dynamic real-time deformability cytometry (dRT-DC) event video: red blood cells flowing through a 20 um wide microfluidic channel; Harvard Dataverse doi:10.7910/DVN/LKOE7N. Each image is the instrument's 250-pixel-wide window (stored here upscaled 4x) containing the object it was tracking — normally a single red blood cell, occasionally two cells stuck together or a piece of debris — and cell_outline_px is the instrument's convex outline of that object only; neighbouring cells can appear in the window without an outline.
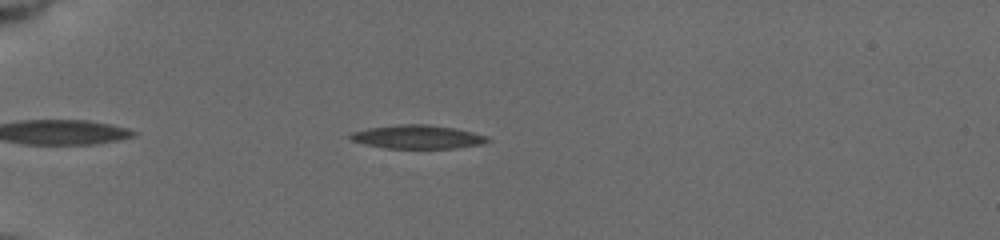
{"species": "common noctule bat (a hibernating species)", "species_latin": "Nyctalus noctula", "temperature_condition": "cold", "stored_images_in_passage": 43, "camera_frame_rate_fps": 3000, "um_per_image_px": 0.085, "animal": {"sex": "female", "body_mass_g": 19.5, "forearm_length_mm": 54.1}, "frame": {"image": 1, "passage_image": 8, "time_ms": 2.333, "image_size_px": [1000, 240], "cell_outline_px": [[492, 140], [480, 144], [452, 148], [384, 148], [364, 144], [352, 140], [348, 136], [352, 132], [368, 128], [400, 124], [424, 124], [452, 128], [472, 132], [488, 136]], "centroid_in_image_um": [35.47, 11.64], "position_along_channel_um": 49.5, "area_um2": 18.67}}
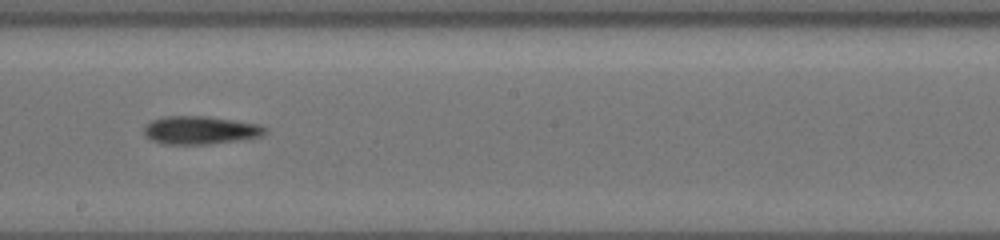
{"frame": {"image": 2, "passage_image": 25, "time_ms": 8.0, "image_size_px": [1000, 240], "cell_outline_px": [[268, 128], [260, 136], [236, 140], [208, 144], [160, 144], [144, 136], [144, 128], [152, 120], [164, 116], [208, 116], [260, 124]], "centroid_in_image_um": [16.99, 11.06], "position_along_channel_um": 231.2, "area_um2": 19.77}}
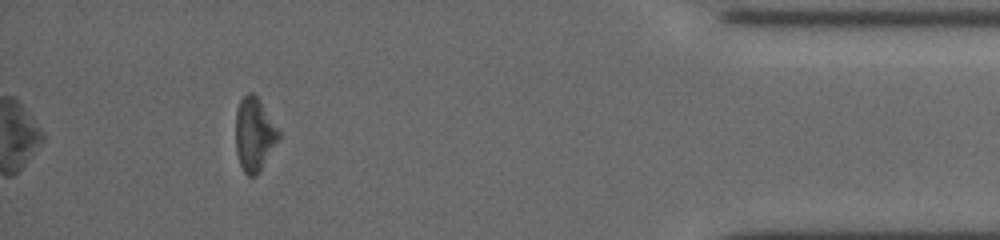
{"frame": {"image": 3, "passage_image": 43, "time_ms": 14.0, "image_size_px": [1000, 240], "cell_outline_px": [[280, 136], [256, 176], [248, 176], [244, 172], [240, 164], [236, 152], [236, 112], [240, 100], [248, 92], [252, 92], [260, 100], [280, 132]], "centroid_in_image_um": [21.6, 11.4], "position_along_channel_um": 413.6, "area_um2": 18.09}, "authors_computed_cell_mechanics": {"area_um2": 19.0162, "velocity_mm_per_s": 3.7638, "shape_relaxation_time_tau1_ms": 2.52, "shape_relaxation_time_tau2_ms": 10.7834, "deformation_change_tau1": 0.0871, "deformation_change_tau2": 0.2424}}